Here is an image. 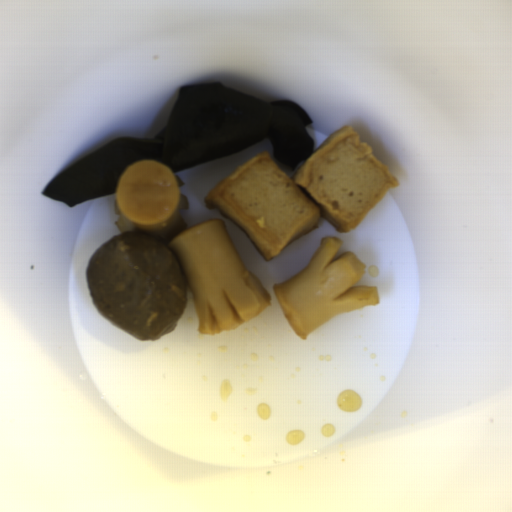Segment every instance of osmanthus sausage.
Wrapping results in <instances>:
<instances>
[{"mask_svg": "<svg viewBox=\"0 0 512 512\" xmlns=\"http://www.w3.org/2000/svg\"><path fill=\"white\" fill-rule=\"evenodd\" d=\"M184 182L158 159L135 160L115 187V220L120 232L138 231L167 245L190 285L200 334L228 331L268 308L263 282L238 254L226 223L209 219L186 224L190 209Z\"/></svg>", "mask_w": 512, "mask_h": 512, "instance_id": "osmanthus-sausage-1", "label": "osmanthus sausage"}, {"mask_svg": "<svg viewBox=\"0 0 512 512\" xmlns=\"http://www.w3.org/2000/svg\"><path fill=\"white\" fill-rule=\"evenodd\" d=\"M342 244L340 238H322L306 267L273 286L288 323L301 338L338 315L379 303L378 288L354 286L365 272L363 261L350 251L332 260Z\"/></svg>", "mask_w": 512, "mask_h": 512, "instance_id": "osmanthus-sausage-2", "label": "osmanthus sausage"}]
</instances>
